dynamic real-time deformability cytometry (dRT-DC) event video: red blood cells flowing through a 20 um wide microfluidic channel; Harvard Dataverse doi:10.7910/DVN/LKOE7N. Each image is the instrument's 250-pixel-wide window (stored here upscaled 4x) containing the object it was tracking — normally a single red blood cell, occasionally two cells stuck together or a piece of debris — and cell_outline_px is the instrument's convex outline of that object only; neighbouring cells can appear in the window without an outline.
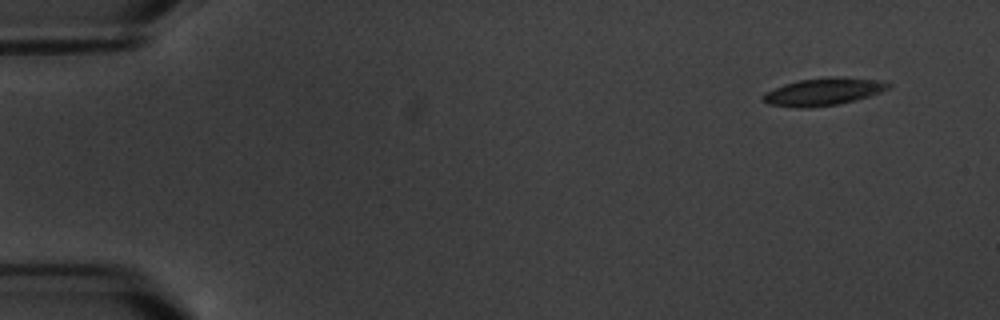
{"species": "common noctule bat (a hibernating species)", "species_latin": "Nyctalus noctula", "temperature_condition": "warm", "stored_images_in_passage": 4, "camera_frame_rate_fps": 3000, "um_per_image_px": 0.085, "animal": {"sex": "male", "body_mass_g": 20.1, "forearm_length_mm": 53.5}, "frame": {"image": 1, "passage_image": 1, "time_ms": 0.0, "image_size_px": [1000, 320], "cell_outline_px": [[892, 88], [856, 100], [836, 104], [812, 108], [800, 108], [768, 104], [760, 96], [764, 92], [784, 84], [800, 80], [828, 76], [844, 76], [888, 80], [892, 84]], "centroid_in_image_um": [70.06, 7.77], "position_along_channel_um": 14.9, "area_um2": 20.58}}
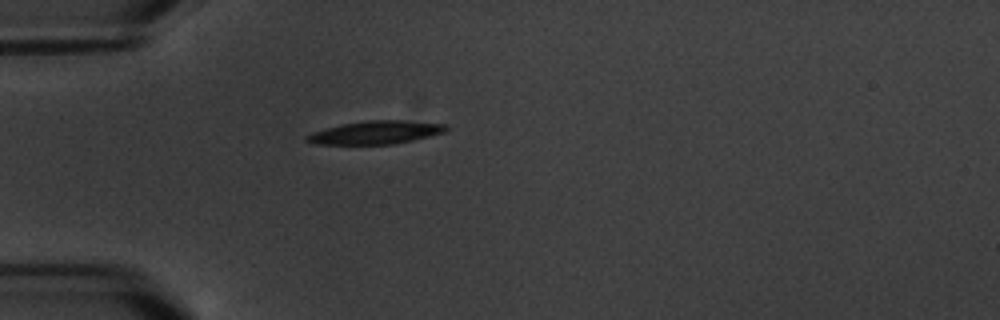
{"frame": {"image": 2, "passage_image": 4, "time_ms": 4.333, "image_size_px": [1000, 320], "cell_outline_px": [[448, 128], [444, 132], [412, 140], [392, 144], [316, 144], [304, 140], [304, 136], [312, 132], [324, 128], [344, 124], [368, 120], [400, 120], [448, 124]], "centroid_in_image_um": [31.9, 11.26], "position_along_channel_um": 53.1, "area_um2": 18.67}}